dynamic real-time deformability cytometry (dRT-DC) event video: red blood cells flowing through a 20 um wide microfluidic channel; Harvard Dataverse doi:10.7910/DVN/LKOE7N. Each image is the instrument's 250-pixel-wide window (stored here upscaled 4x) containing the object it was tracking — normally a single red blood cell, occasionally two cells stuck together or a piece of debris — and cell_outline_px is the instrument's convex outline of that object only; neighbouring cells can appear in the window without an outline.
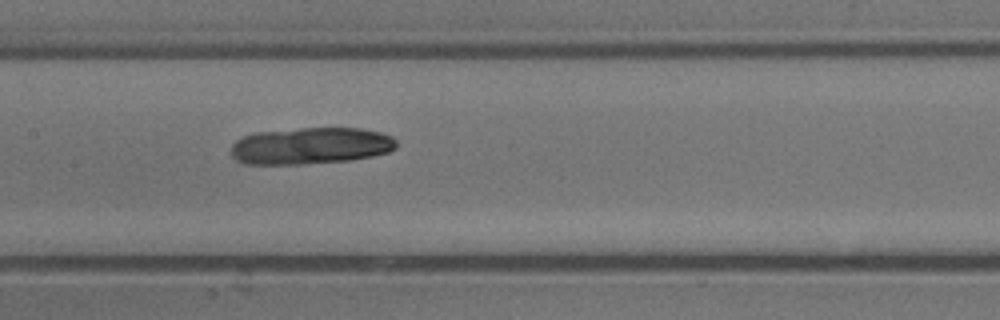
{"species": "common noctule bat (a hibernating species)", "species_latin": "Nyctalus noctula", "temperature_condition": "cold", "stored_images_in_passage": 5, "camera_frame_rate_fps": 3000, "um_per_image_px": 0.085, "animal": {"sex": "male", "body_mass_g": 13.3}, "frame": {"image": 1, "passage_image": 5, "time_ms": 1.333, "image_size_px": [1000, 320], "cell_outline_px": [[396, 148], [388, 152], [372, 156], [348, 160], [300, 164], [244, 164], [236, 160], [232, 156], [232, 144], [236, 140], [244, 136], [256, 132], [300, 128], [360, 128], [380, 132], [392, 136], [396, 140]], "centroid_in_image_um": [26.4, 12.39], "position_along_channel_um": 181.0, "area_um2": 35.43}}